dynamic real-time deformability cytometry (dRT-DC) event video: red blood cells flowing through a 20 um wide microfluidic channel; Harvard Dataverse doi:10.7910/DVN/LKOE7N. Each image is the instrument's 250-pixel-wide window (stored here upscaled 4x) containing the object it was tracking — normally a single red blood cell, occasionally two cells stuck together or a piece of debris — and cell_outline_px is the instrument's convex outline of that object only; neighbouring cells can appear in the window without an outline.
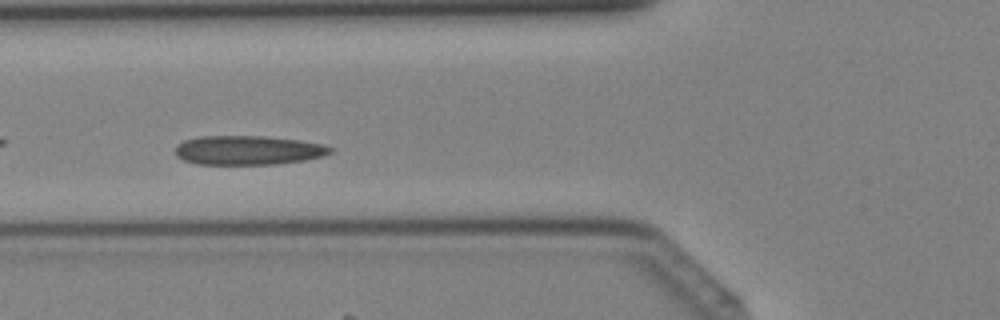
{"species": "Egyptian fruit bat (a non-hibernating species)", "species_latin": "Rousettus aegyptiacus", "temperature_condition": "cold", "stored_images_in_passage": 42, "camera_frame_rate_fps": 3000, "um_per_image_px": 0.085, "animal": {"sex": "female"}, "frame": {"image": 1, "passage_image": 17, "time_ms": 5.333, "image_size_px": [1000, 320], "cell_outline_px": [[332, 152], [324, 156], [304, 160], [276, 164], [196, 164], [184, 160], [176, 156], [176, 144], [184, 140], [200, 136], [264, 136], [300, 140], [324, 144], [332, 148]], "centroid_in_image_um": [21.09, 12.76], "position_along_channel_um": 104.7, "area_um2": 26.47}}
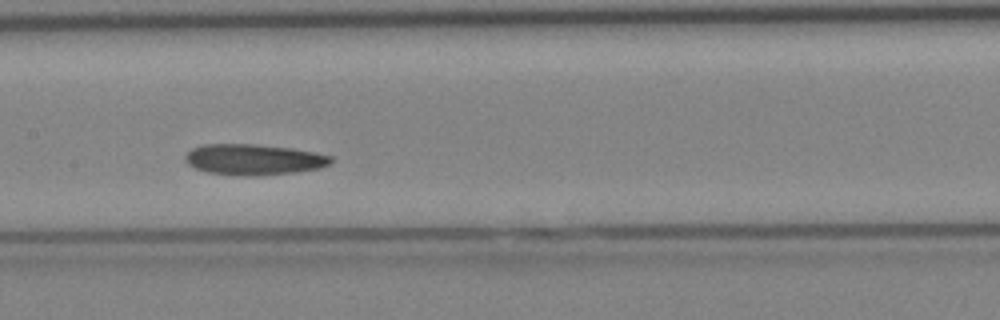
{"frame": {"image": 2, "passage_image": 22, "time_ms": 7.0, "image_size_px": [1000, 320], "cell_outline_px": [[332, 164], [320, 168], [296, 172], [256, 176], [208, 172], [196, 168], [188, 164], [184, 160], [184, 156], [192, 148], [200, 144], [256, 144], [292, 148], [332, 156]], "centroid_in_image_um": [21.57, 13.55], "position_along_channel_um": 185.8, "area_um2": 26.13}}
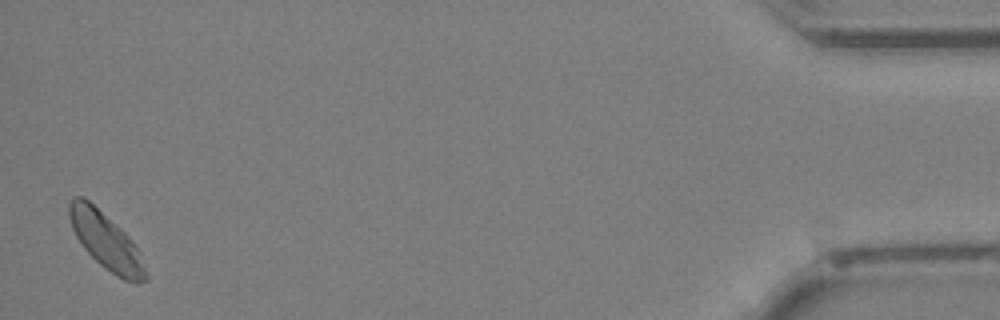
{"frame": {"image": 3, "passage_image": 42, "time_ms": 13.667, "image_size_px": [1000, 320], "cell_outline_px": [[148, 280], [136, 284], [124, 280], [116, 276], [104, 268], [84, 248], [76, 236], [72, 228], [68, 216], [68, 200], [72, 196], [80, 196], [88, 200], [120, 228], [124, 232], [140, 252], [148, 276]], "centroid_in_image_um": [9.0, 20.51], "position_along_channel_um": 426.2, "area_um2": 25.09}}